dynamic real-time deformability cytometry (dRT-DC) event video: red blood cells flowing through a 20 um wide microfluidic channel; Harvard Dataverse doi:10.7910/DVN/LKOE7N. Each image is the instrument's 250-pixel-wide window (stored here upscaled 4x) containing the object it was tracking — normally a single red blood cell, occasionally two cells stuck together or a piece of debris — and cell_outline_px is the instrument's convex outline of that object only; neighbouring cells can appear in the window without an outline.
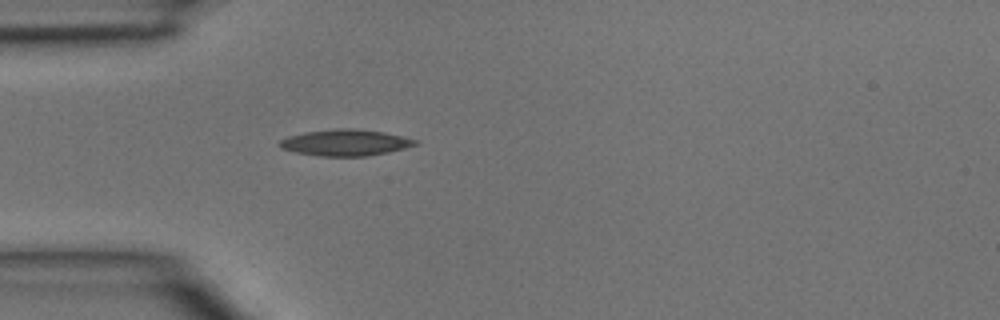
{"species": "common noctule bat (a hibernating species)", "species_latin": "Nyctalus noctula", "temperature_condition": "room temperature", "stored_images_in_passage": 1, "camera_frame_rate_fps": 3000, "um_per_image_px": 0.085, "animal": {"sex": "male", "body_mass_g": 15.6}, "frame": {"image": 1, "passage_image": 1, "time_ms": 0.0, "image_size_px": [1000, 320], "cell_outline_px": [[420, 144], [388, 152], [368, 156], [320, 156], [296, 152], [280, 148], [276, 144], [280, 140], [288, 136], [304, 132], [336, 128], [352, 128], [384, 132], [420, 140]], "centroid_in_image_um": [29.36, 12.12], "position_along_channel_um": 55.6, "area_um2": 20.98}}